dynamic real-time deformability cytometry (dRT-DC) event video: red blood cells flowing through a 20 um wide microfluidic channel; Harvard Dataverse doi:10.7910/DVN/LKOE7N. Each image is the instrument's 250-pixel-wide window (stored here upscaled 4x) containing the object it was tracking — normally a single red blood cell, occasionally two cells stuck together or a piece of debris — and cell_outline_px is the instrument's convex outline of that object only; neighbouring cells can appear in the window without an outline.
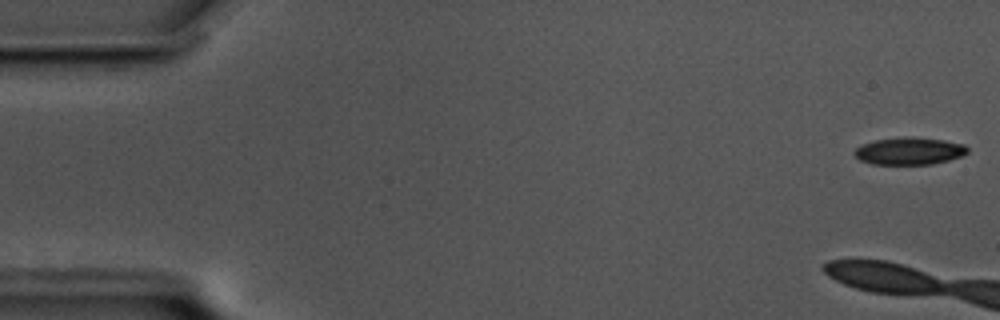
{"species": "common noctule bat (a hibernating species)", "species_latin": "Nyctalus noctula", "temperature_condition": "cold", "stored_images_in_passage": 5, "camera_frame_rate_fps": 3000, "um_per_image_px": 0.085, "animal": {"sex": "male", "body_mass_g": 17.5, "forearm_length_mm": 52.3}, "frame": {"image": 1, "passage_image": 1, "time_ms": 0.0, "image_size_px": [1000, 320], "cell_outline_px": [[968, 152], [960, 156], [948, 160], [932, 164], [872, 164], [860, 160], [852, 152], [856, 148], [864, 144], [876, 140], [904, 136], [912, 136], [944, 140], [964, 144], [968, 148]], "centroid_in_image_um": [77.29, 12.83], "position_along_channel_um": 7.7, "area_um2": 17.98}}